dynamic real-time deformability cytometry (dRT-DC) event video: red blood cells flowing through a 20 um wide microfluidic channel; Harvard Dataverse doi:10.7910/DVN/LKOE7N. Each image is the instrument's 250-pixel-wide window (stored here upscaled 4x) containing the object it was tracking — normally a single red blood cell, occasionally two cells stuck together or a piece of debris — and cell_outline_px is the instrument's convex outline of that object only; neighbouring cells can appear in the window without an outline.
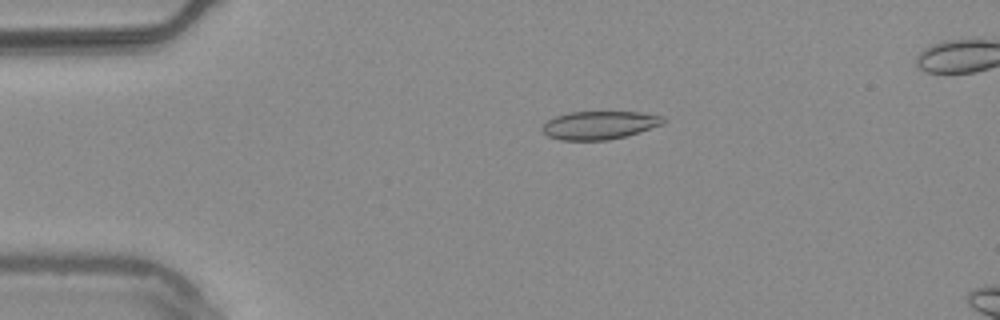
{"species": "common noctule bat (a hibernating species)", "species_latin": "Nyctalus noctula", "temperature_condition": "warm", "stored_images_in_passage": 50, "camera_frame_rate_fps": 3000, "um_per_image_px": 0.085, "animal": {"sex": "male", "body_mass_g": 20.4}, "frame": {"image": 1, "passage_image": 7, "time_ms": 2.0, "image_size_px": [1000, 320], "cell_outline_px": [[664, 124], [640, 132], [608, 140], [560, 140], [548, 136], [540, 128], [548, 120], [556, 116], [568, 112], [636, 112], [664, 116]], "centroid_in_image_um": [50.95, 10.64], "position_along_channel_um": 34.1, "area_um2": 19.83}}
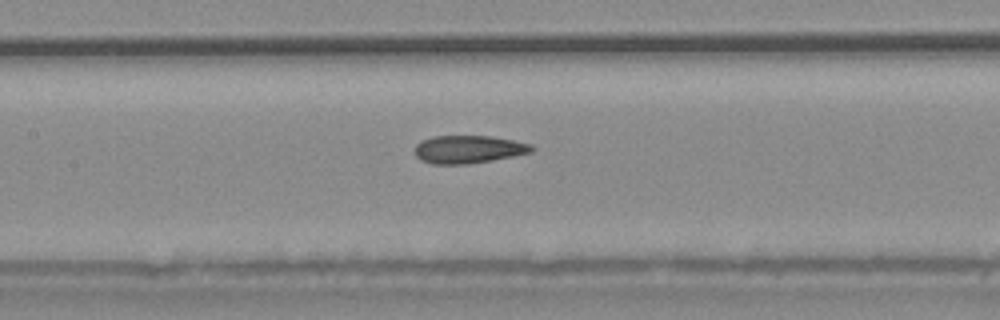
{"frame": {"image": 2, "passage_image": 21, "time_ms": 6.667, "image_size_px": [1000, 320], "cell_outline_px": [[536, 148], [532, 152], [492, 160], [468, 164], [432, 164], [420, 160], [416, 156], [416, 144], [420, 140], [432, 136], [488, 136], [512, 140], [532, 144]], "centroid_in_image_um": [39.81, 12.69], "position_along_channel_um": 167.6, "area_um2": 19.02}}
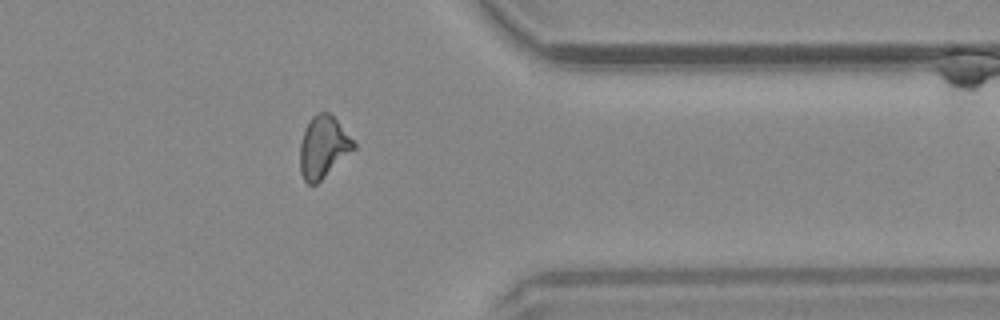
{"frame": {"image": 3, "passage_image": 39, "time_ms": 12.667, "image_size_px": [1000, 320], "cell_outline_px": [[356, 148], [316, 184], [308, 184], [304, 180], [300, 172], [300, 144], [308, 120], [316, 112], [328, 112], [336, 120], [356, 144]], "centroid_in_image_um": [27.46, 12.5], "position_along_channel_um": 383.9, "area_um2": 19.13}, "authors_computed_cell_mechanics": {"area_um2": 19.2763, "velocity_mm_per_s": 3.7917, "shape_relaxation_time_tau1_ms": 8.8657, "shape_relaxation_time_tau2_ms": 2.7105, "deformation_change_tau1": 0.1902, "deformation_change_tau2": 0.1133}}